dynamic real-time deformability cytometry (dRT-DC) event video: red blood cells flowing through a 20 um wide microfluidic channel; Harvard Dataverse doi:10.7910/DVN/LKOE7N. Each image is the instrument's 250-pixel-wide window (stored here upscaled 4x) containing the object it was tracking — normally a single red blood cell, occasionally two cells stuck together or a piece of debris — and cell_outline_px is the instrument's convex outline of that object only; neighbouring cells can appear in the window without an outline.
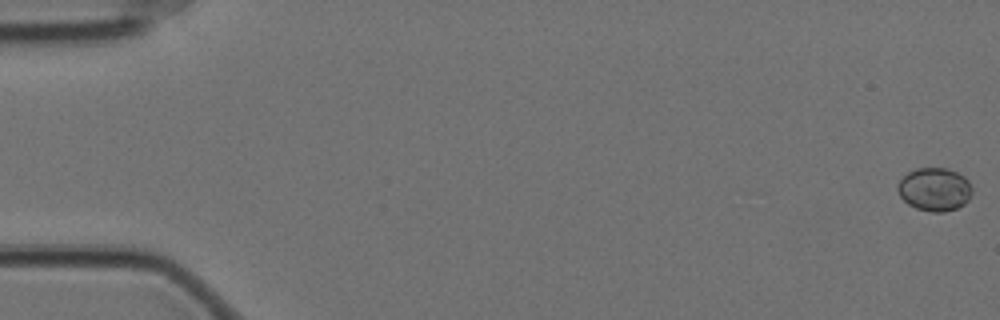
{"species": "Egyptian fruit bat (a non-hibernating species)", "species_latin": "Rousettus aegyptiacus", "temperature_condition": "cold", "stored_images_in_passage": 59, "camera_frame_rate_fps": 3000, "um_per_image_px": 0.085, "animal": {"sex": "female"}, "frame": {"image": 1, "passage_image": 1, "time_ms": 0.0, "image_size_px": [1000, 320], "cell_outline_px": [[972, 192], [968, 200], [964, 204], [956, 208], [944, 212], [932, 212], [916, 208], [908, 204], [900, 196], [896, 188], [896, 184], [908, 172], [916, 168], [948, 168], [964, 176], [968, 180], [972, 188]], "centroid_in_image_um": [79.43, 16.09], "position_along_channel_um": 5.6, "area_um2": 18.84}}
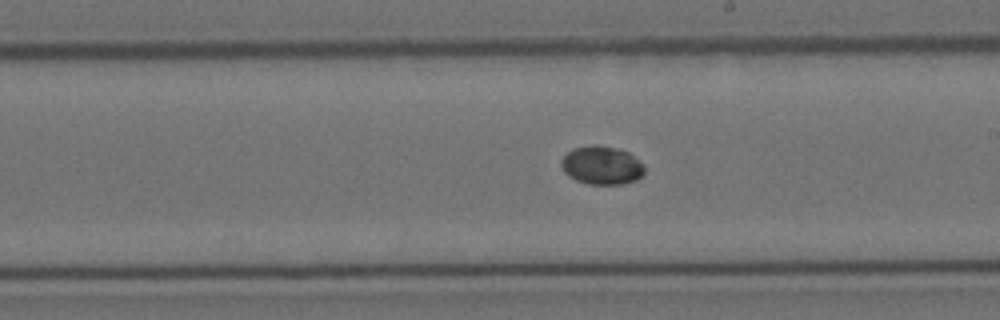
{"frame": {"image": 2, "passage_image": 34, "time_ms": 11.0, "image_size_px": [1000, 320], "cell_outline_px": [[644, 172], [636, 180], [620, 184], [588, 184], [576, 180], [568, 176], [564, 172], [560, 164], [560, 160], [572, 148], [592, 144], [596, 144], [616, 148], [628, 152], [644, 164]], "centroid_in_image_um": [51.12, 14.04], "position_along_channel_um": 237.9, "area_um2": 18.73}}
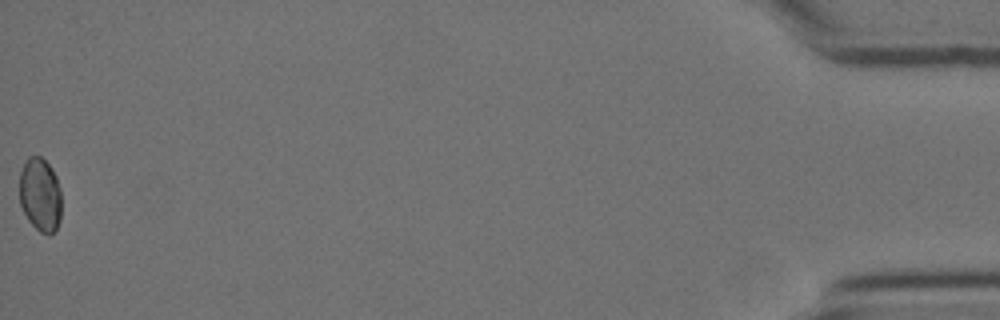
{"frame": {"image": 3, "passage_image": 59, "time_ms": 19.333, "image_size_px": [1000, 320], "cell_outline_px": [[60, 220], [56, 228], [48, 236], [40, 232], [28, 220], [20, 204], [20, 172], [24, 160], [28, 156], [40, 156], [48, 164], [56, 176], [60, 188]], "centroid_in_image_um": [3.4, 16.54], "position_along_channel_um": 431.8, "area_um2": 18.03}}